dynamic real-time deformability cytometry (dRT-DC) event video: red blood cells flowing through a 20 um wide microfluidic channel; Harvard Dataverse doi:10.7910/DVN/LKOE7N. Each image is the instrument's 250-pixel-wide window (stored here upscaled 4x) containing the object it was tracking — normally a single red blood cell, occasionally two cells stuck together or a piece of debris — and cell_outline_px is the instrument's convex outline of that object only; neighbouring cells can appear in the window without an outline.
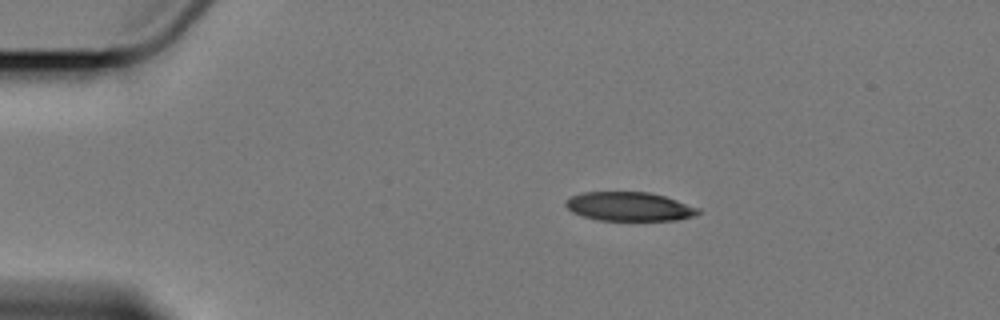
{"species": "Egyptian fruit bat (a non-hibernating species)", "species_latin": "Rousettus aegyptiacus", "temperature_condition": "cold", "stored_images_in_passage": 5, "camera_frame_rate_fps": 3000, "um_per_image_px": 0.085, "animal": {"sex": "female"}, "frame": {"image": 1, "passage_image": 1, "time_ms": 0.0, "image_size_px": [1000, 320], "cell_outline_px": [[700, 212], [692, 216], [676, 220], [596, 220], [572, 212], [564, 204], [564, 200], [572, 196], [584, 192], [648, 192], [664, 196], [700, 208]], "centroid_in_image_um": [53.46, 17.55], "position_along_channel_um": 31.5, "area_um2": 22.2}}
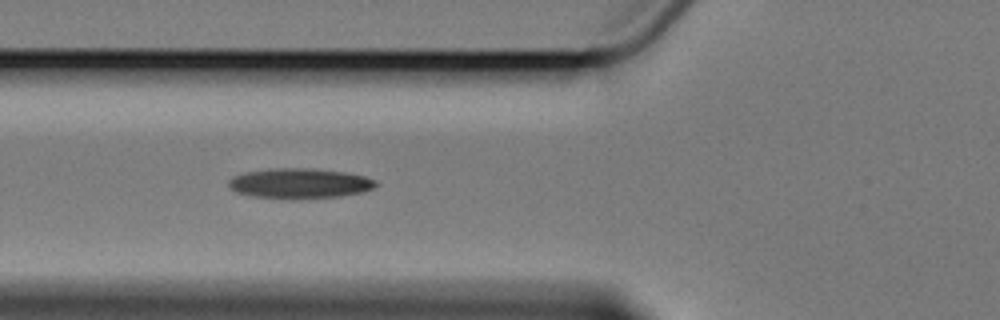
{"frame": {"image": 2, "passage_image": 4, "time_ms": 3.667, "image_size_px": [1000, 320], "cell_outline_px": [[380, 184], [364, 192], [340, 196], [256, 196], [236, 192], [228, 184], [228, 180], [232, 176], [244, 172], [268, 168], [304, 168], [344, 172], [364, 176], [376, 180]], "centroid_in_image_um": [25.48, 15.53], "position_along_channel_um": 100.3, "area_um2": 24.85}}
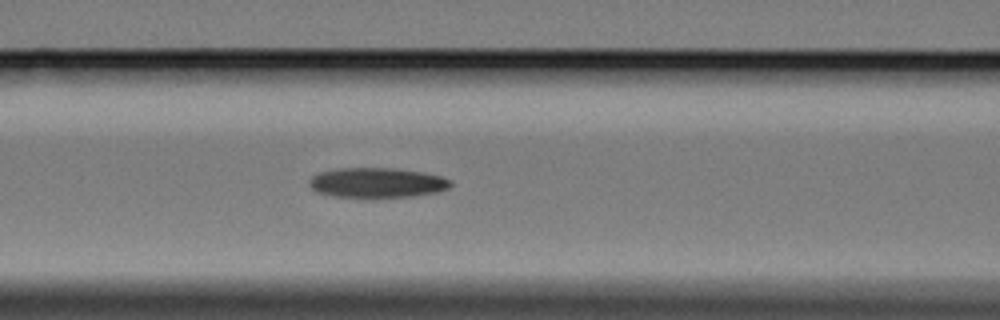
{"frame": {"image": 3, "passage_image": 5, "time_ms": 4.667, "image_size_px": [1000, 320], "cell_outline_px": [[452, 184], [448, 188], [436, 192], [412, 196], [372, 200], [332, 196], [316, 192], [308, 184], [308, 180], [312, 176], [320, 172], [340, 168], [396, 168], [420, 172], [440, 176], [448, 180]], "centroid_in_image_um": [31.98, 15.57], "position_along_channel_um": 134.6, "area_um2": 25.32}}